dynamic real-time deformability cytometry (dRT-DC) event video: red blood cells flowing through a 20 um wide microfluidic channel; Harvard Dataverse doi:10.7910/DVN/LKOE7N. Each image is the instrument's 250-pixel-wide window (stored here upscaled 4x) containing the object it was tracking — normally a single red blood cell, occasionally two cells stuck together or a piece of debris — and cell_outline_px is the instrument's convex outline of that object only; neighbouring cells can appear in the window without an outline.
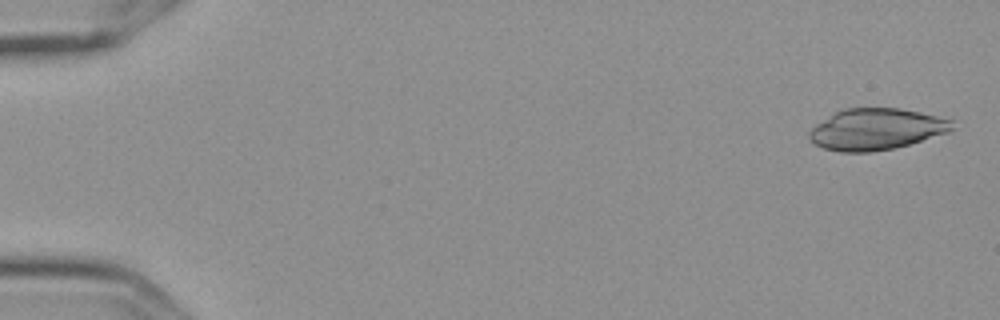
{"species": "Egyptian fruit bat (a non-hibernating species)", "species_latin": "Rousettus aegyptiacus", "temperature_condition": "cold", "stored_images_in_passage": 5, "camera_frame_rate_fps": 3000, "um_per_image_px": 0.085, "frame": {"image": 1, "passage_image": 1, "time_ms": 0.0, "image_size_px": [1000, 320], "cell_outline_px": [[952, 128], [948, 132], [908, 144], [892, 148], [872, 152], [840, 152], [824, 148], [816, 144], [808, 136], [808, 132], [816, 124], [836, 112], [844, 108], [900, 108], [920, 112], [952, 120]], "centroid_in_image_um": [74.45, 10.98], "position_along_channel_um": 10.5, "area_um2": 33.99}}